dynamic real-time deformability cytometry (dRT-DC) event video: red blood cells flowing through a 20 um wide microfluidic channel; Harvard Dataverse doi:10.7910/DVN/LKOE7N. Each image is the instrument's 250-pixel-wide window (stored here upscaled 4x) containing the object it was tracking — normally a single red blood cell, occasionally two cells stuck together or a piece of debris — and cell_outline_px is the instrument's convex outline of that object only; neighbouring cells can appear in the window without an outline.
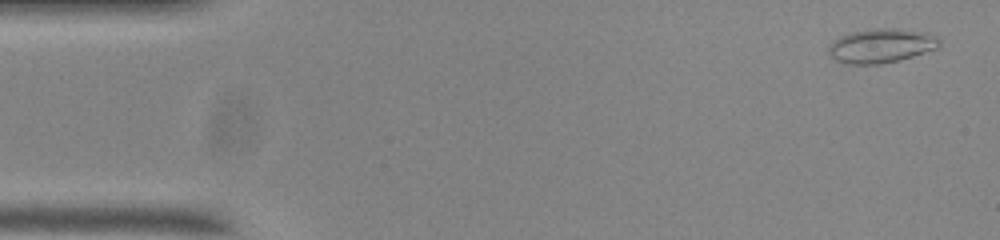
{"species": "common noctule bat (a hibernating species)", "species_latin": "Nyctalus noctula", "temperature_condition": "room temperature", "stored_images_in_passage": 54, "camera_frame_rate_fps": 3000, "um_per_image_px": 0.085, "animal": {"sex": "male", "body_mass_g": 20.0, "forearm_length_mm": 53.3}, "frame": {"image": 1, "passage_image": 2, "time_ms": 0.333, "image_size_px": [1000, 240], "cell_outline_px": [[940, 44], [936, 48], [900, 60], [880, 64], [848, 64], [836, 60], [828, 52], [828, 44], [832, 40], [848, 32], [868, 28], [896, 28], [928, 32], [940, 36]], "centroid_in_image_um": [74.89, 3.86], "position_along_channel_um": 10.1, "area_um2": 22.48}}
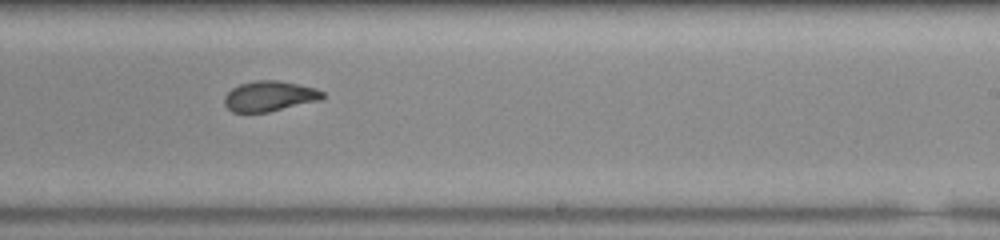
{"frame": {"image": 2, "passage_image": 32, "time_ms": 10.333, "image_size_px": [1000, 240], "cell_outline_px": [[324, 96], [320, 100], [268, 112], [232, 112], [224, 104], [224, 96], [232, 88], [240, 84], [256, 80], [276, 80], [316, 88], [324, 92]], "centroid_in_image_um": [22.89, 8.17], "position_along_channel_um": 266.1, "area_um2": 17.22}}
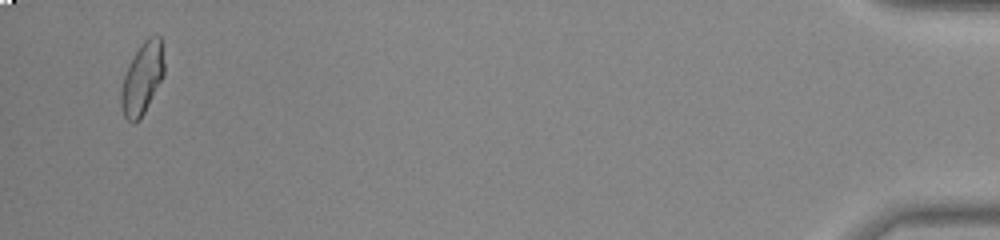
{"frame": {"image": 3, "passage_image": 52, "time_ms": 17.0, "image_size_px": [1000, 240], "cell_outline_px": [[164, 76], [140, 120], [132, 124], [124, 116], [120, 104], [120, 92], [124, 76], [128, 64], [140, 44], [148, 36], [160, 36], [164, 64]], "centroid_in_image_um": [12.08, 6.69], "position_along_channel_um": 423.1, "area_um2": 18.15}, "authors_computed_cell_mechanics": {"area_um2": 18.0336, "velocity_mm_per_s": 3.7278, "shape_relaxation_time_tau1_ms": null, "shape_relaxation_time_tau2_ms": 1.5495, "deformation_change_tau1": null, "deformation_change_tau2": 0.0756}}